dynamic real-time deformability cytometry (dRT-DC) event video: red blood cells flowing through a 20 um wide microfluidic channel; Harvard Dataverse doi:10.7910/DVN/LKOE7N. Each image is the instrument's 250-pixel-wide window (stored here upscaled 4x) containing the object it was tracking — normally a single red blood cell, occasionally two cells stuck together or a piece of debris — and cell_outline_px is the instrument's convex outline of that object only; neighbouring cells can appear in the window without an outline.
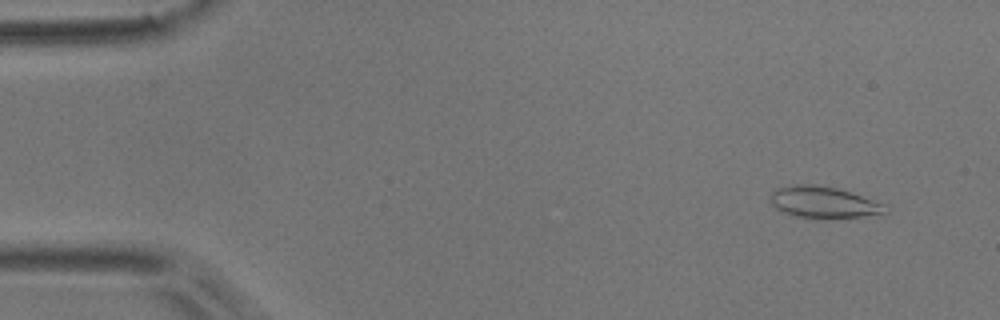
{"species": "common noctule bat (a hibernating species)", "species_latin": "Nyctalus noctula", "temperature_condition": "room temperature", "stored_images_in_passage": 4, "camera_frame_rate_fps": 3000, "um_per_image_px": 0.085, "animal": {"sex": "male", "body_mass_g": 17.9}, "frame": {"image": 1, "passage_image": 1, "time_ms": 0.0, "image_size_px": [1000, 320], "cell_outline_px": [[888, 212], [860, 216], [824, 220], [816, 220], [796, 216], [784, 212], [776, 208], [768, 200], [768, 196], [776, 188], [796, 184], [812, 184], [836, 188], [884, 204]], "centroid_in_image_um": [69.91, 17.22], "position_along_channel_um": 15.1, "area_um2": 21.21}}